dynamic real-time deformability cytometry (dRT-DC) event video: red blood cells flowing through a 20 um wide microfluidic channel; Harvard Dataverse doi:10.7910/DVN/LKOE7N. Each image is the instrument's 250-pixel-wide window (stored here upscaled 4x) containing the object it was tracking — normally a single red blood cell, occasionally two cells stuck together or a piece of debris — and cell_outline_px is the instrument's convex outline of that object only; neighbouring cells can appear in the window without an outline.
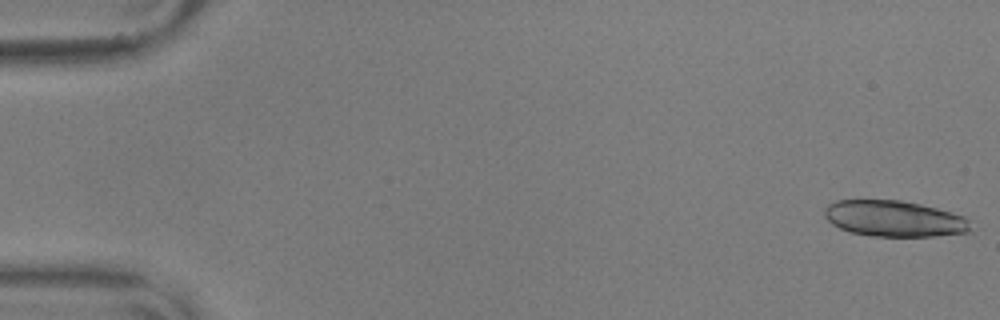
{"species": "common noctule bat (a hibernating species)", "species_latin": "Nyctalus noctula", "temperature_condition": "warm", "stored_images_in_passage": 11, "camera_frame_rate_fps": 3000, "um_per_image_px": 0.085, "animal": {"sex": "male", "body_mass_g": 17.9, "forearm_length_mm": 54.2}, "frame": {"image": 1, "passage_image": 1, "time_ms": 0.0, "image_size_px": [1000, 320], "cell_outline_px": [[968, 232], [936, 236], [872, 236], [848, 232], [832, 224], [824, 216], [824, 208], [828, 204], [836, 200], [900, 200], [920, 204], [952, 212], [964, 216], [968, 220]], "centroid_in_image_um": [75.95, 18.58], "position_along_channel_um": 9.0, "area_um2": 30.63}}